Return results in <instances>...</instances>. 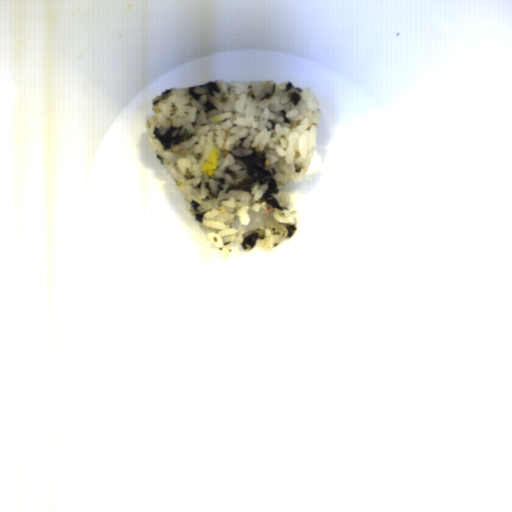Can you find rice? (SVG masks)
<instances>
[{"label": "rice", "instance_id": "652b925c", "mask_svg": "<svg viewBox=\"0 0 512 512\" xmlns=\"http://www.w3.org/2000/svg\"><path fill=\"white\" fill-rule=\"evenodd\" d=\"M150 108L153 114L145 118L148 145L221 258L228 259L235 249L250 252L259 245L270 251L296 234L298 211L281 187L304 179L318 142L321 108L308 86L222 79L165 89L152 99ZM168 117L196 136L166 152L151 132L155 127L164 132ZM240 136L248 139L244 145L253 140L266 151L268 169L276 167L279 192L273 196L287 208L284 211L265 202L250 207L251 194L244 190L225 194L234 181L223 172L226 166L236 171L237 183L246 175L244 163L229 153ZM212 147L220 148L221 156L208 177L200 169Z\"/></svg>", "mask_w": 512, "mask_h": 512}]
</instances>
